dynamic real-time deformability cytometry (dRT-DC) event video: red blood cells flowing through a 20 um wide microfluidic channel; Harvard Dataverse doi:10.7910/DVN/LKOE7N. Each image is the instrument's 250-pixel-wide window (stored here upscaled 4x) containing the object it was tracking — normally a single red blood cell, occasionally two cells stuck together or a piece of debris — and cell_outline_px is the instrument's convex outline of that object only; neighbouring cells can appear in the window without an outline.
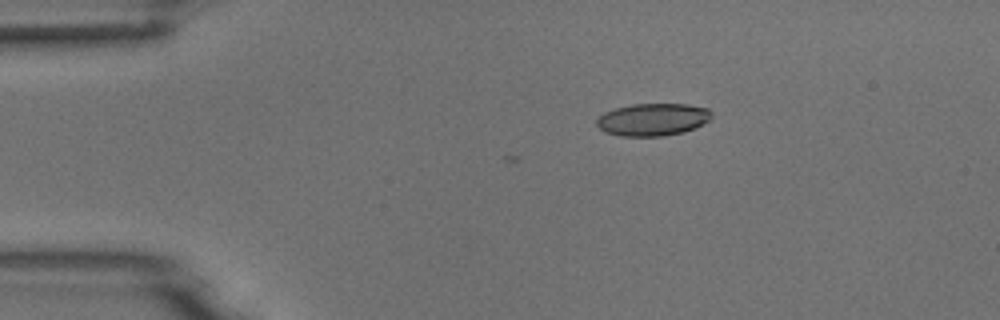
{"species": "common noctule bat (a hibernating species)", "species_latin": "Nyctalus noctula", "temperature_condition": "room temperature", "stored_images_in_passage": 5, "camera_frame_rate_fps": 3000, "um_per_image_px": 0.085, "animal": {"sex": "male", "body_mass_g": 18.8}, "frame": {"image": 1, "passage_image": 1, "time_ms": 0.0, "image_size_px": [1000, 320], "cell_outline_px": [[712, 116], [708, 120], [684, 132], [664, 136], [620, 136], [604, 132], [596, 124], [596, 120], [604, 112], [616, 108], [632, 104], [688, 104], [708, 108], [712, 112]], "centroid_in_image_um": [55.46, 10.16], "position_along_channel_um": 29.5, "area_um2": 21.68}}
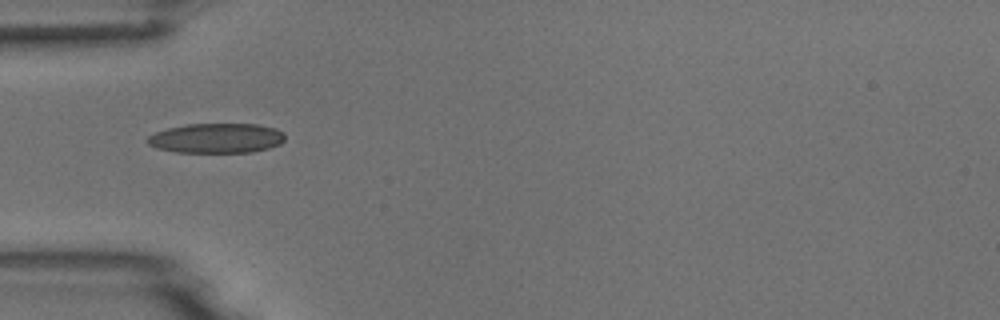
{"frame": {"image": 2, "passage_image": 3, "time_ms": 2.333, "image_size_px": [1000, 320], "cell_outline_px": [[284, 140], [280, 144], [268, 148], [252, 152], [176, 152], [156, 148], [148, 144], [144, 140], [148, 136], [156, 132], [168, 128], [188, 124], [256, 124], [276, 128], [284, 132]], "centroid_in_image_um": [18.39, 11.74], "position_along_channel_um": 66.6, "area_um2": 23.93}}